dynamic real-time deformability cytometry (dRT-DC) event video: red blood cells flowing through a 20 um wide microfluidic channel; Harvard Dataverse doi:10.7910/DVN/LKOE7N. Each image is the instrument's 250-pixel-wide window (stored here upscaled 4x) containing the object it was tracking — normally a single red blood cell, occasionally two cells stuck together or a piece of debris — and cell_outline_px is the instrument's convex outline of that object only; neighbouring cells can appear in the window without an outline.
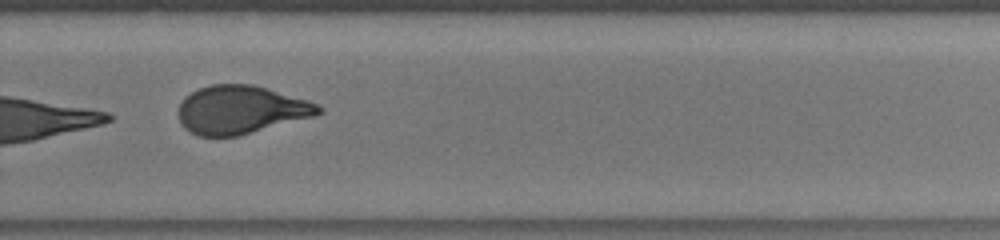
{"species": "human", "species_latin": "Homo sapiens", "temperature_condition": "room temperature", "stored_images_in_passage": 11, "camera_frame_rate_fps": 3000, "um_per_image_px": 0.085, "donor": {"sex": "male"}, "frame": {"image": 1, "passage_image": 8, "time_ms": 7.667, "image_size_px": [1000, 240], "cell_outline_px": [[324, 112], [316, 116], [236, 136], [196, 136], [188, 132], [180, 124], [176, 112], [180, 104], [192, 92], [200, 88], [212, 84], [252, 84], [308, 100], [320, 104], [324, 108]], "centroid_in_image_um": [20.48, 9.34], "position_along_channel_um": 309.3, "area_um2": 39.59}, "authors_computed_cell_mechanics": {"area_um2": 39.593, "velocity_mm_per_s": 4.0912, "shape_relaxation_time_tau1_ms": 6.7856, "shape_relaxation_time_tau2_ms": 1.3049, "deformation_change_tau1": 0.3194, "deformation_change_tau2": 0.0678}}